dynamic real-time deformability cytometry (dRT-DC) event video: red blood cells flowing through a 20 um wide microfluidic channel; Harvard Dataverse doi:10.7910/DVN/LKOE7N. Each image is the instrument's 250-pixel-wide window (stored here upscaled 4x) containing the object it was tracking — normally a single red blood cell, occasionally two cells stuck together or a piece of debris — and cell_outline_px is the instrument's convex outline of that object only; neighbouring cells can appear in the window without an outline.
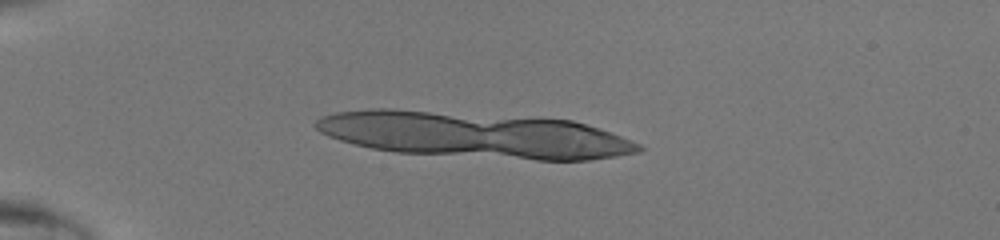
{"species": "human", "species_latin": "Homo sapiens", "temperature_condition": "room temperature", "stored_images_in_passage": 4, "camera_frame_rate_fps": 3000, "um_per_image_px": 0.085, "donor": {"sex": "male"}, "frame": {"image": 1, "passage_image": 1, "time_ms": 0.0, "image_size_px": [1000, 240], "cell_outline_px": [[612, 152], [600, 156], [572, 160], [548, 160], [424, 152], [384, 148], [364, 144], [356, 112], [412, 112], [508, 124]], "centroid_in_image_um": [39.58, 11.68], "position_along_channel_um": 45.4, "area_um2": 53.81}}